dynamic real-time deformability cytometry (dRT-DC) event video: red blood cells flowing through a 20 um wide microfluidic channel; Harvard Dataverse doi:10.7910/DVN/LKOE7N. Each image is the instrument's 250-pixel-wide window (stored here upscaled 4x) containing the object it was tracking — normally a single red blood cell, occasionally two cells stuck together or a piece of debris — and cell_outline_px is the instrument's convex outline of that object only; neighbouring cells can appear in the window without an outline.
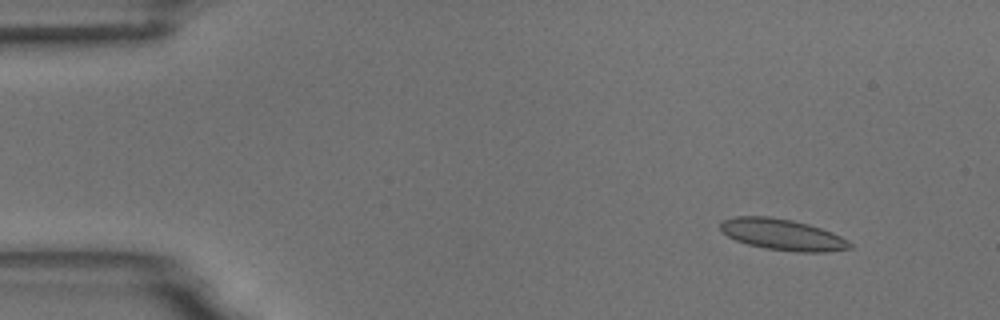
{"species": "common noctule bat (a hibernating species)", "species_latin": "Nyctalus noctula", "temperature_condition": "room temperature", "stored_images_in_passage": 4, "segment_of_instrument_passage": [1, 2], "camera_frame_rate_fps": 3000, "um_per_image_px": 0.085, "animal": {"sex": "male", "body_mass_g": 18.8}, "frame": {"image": 1, "passage_image": 2, "time_ms": 1.0, "image_size_px": [1000, 320], "cell_outline_px": [[852, 248], [824, 252], [796, 252], [764, 248], [748, 244], [736, 240], [728, 236], [720, 228], [720, 220], [736, 216], [768, 216], [792, 220], [808, 224], [832, 232], [848, 240], [852, 244]], "centroid_in_image_um": [66.5, 19.93], "position_along_channel_um": 18.5, "area_um2": 23.52}}